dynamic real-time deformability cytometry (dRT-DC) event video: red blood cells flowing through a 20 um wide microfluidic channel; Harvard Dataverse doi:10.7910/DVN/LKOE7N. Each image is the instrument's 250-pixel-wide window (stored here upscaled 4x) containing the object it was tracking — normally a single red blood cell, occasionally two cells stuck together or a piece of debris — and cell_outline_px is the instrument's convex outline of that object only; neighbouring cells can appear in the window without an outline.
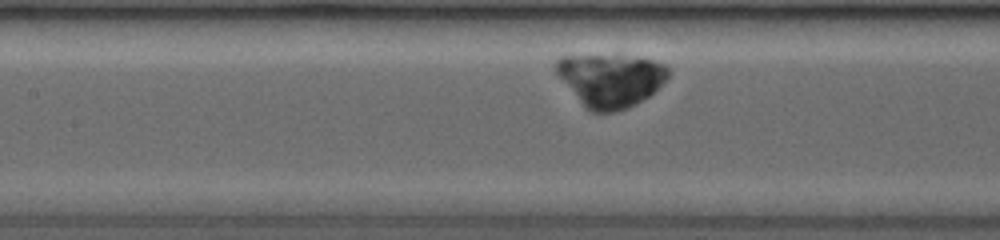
{"species": "common noctule bat (a hibernating species)", "species_latin": "Nyctalus noctula", "temperature_condition": "room temperature", "stored_images_in_passage": 20, "camera_frame_rate_fps": 3500, "um_per_image_px": 0.085, "animal": {"sex": "female", "body_mass_g": 19.0, "forearm_length_mm": 53.3}, "frame": {"image": 1, "passage_image": 14, "time_ms": 2.571, "image_size_px": [1000, 240], "cell_outline_px": [[668, 76], [648, 96], [624, 108], [612, 112], [592, 112], [584, 104], [556, 72], [552, 64], [560, 56], [616, 52], [652, 60], [664, 64], [668, 68]], "centroid_in_image_um": [51.86, 6.7], "position_along_channel_um": 155.5, "area_um2": 34.68}}
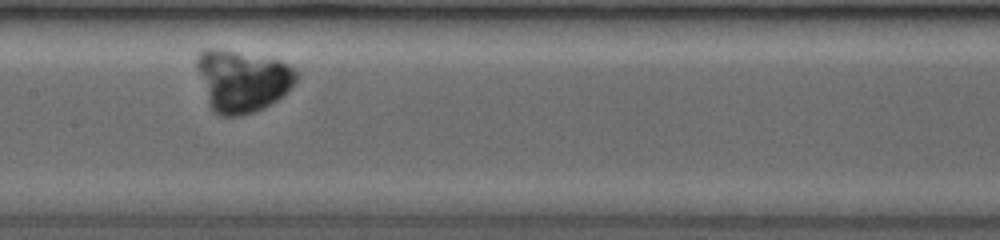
{"frame": {"image": 2, "passage_image": 19, "time_ms": 3.429, "image_size_px": [1000, 240], "cell_outline_px": [[296, 80], [276, 100], [252, 112], [240, 116], [224, 116], [216, 112], [212, 108], [196, 68], [196, 60], [200, 52], [204, 48], [212, 48], [280, 60], [296, 68]], "centroid_in_image_um": [20.57, 6.84], "position_along_channel_um": 186.8, "area_um2": 34.85}}